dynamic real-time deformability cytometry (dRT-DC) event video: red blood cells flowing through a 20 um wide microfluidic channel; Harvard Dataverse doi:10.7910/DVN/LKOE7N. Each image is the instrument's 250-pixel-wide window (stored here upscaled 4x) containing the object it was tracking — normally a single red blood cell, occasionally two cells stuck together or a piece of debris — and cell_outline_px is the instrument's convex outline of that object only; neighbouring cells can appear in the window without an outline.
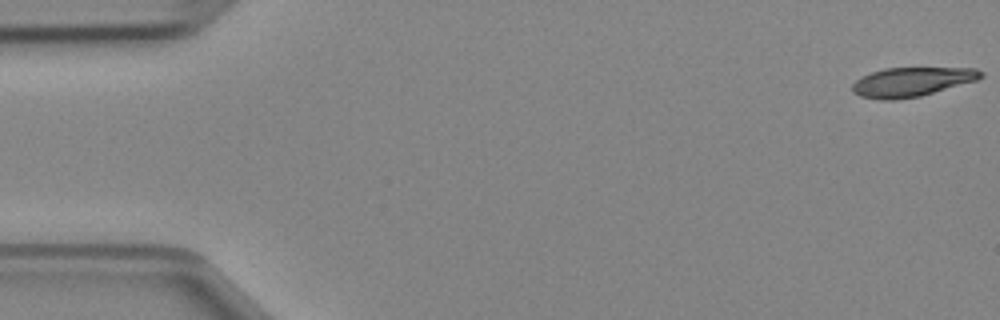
{"species": "Egyptian fruit bat (a non-hibernating species)", "species_latin": "Rousettus aegyptiacus", "temperature_condition": "cold", "stored_images_in_passage": 15, "camera_frame_rate_fps": 3000, "um_per_image_px": 0.085, "animal": {"sex": "female"}, "frame": {"image": 1, "passage_image": 1, "time_ms": 0.0, "image_size_px": [1000, 320], "cell_outline_px": [[984, 76], [976, 80], [920, 96], [892, 100], [880, 100], [860, 96], [852, 92], [852, 84], [856, 80], [872, 72], [884, 68], [976, 68], [984, 72]], "centroid_in_image_um": [77.49, 6.96], "position_along_channel_um": 7.5, "area_um2": 21.73}}
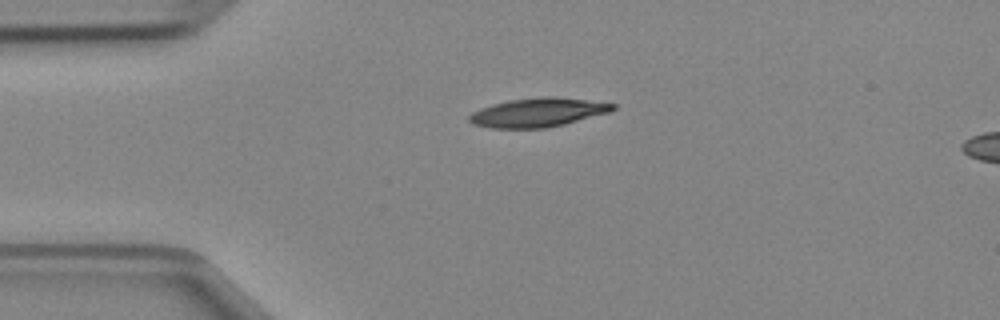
{"frame": {"image": 2, "passage_image": 11, "time_ms": 3.333, "image_size_px": [1000, 320], "cell_outline_px": [[616, 108], [612, 112], [564, 124], [544, 128], [492, 128], [472, 124], [468, 120], [468, 116], [472, 112], [480, 108], [492, 104], [508, 100], [540, 96], [556, 96], [616, 104]], "centroid_in_image_um": [45.72, 9.55], "position_along_channel_um": 39.3, "area_um2": 24.39}}